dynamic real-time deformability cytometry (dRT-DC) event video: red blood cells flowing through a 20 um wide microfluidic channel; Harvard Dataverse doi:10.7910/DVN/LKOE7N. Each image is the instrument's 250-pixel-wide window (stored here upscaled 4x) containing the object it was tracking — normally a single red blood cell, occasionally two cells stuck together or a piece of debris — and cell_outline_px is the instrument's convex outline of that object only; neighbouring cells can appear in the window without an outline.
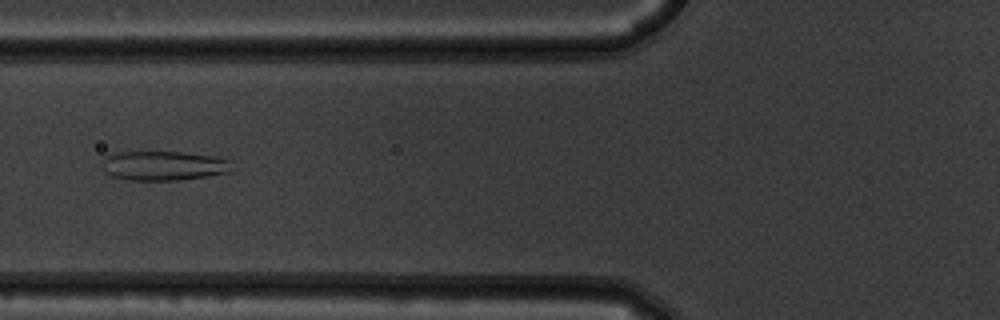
{"species": "common noctule bat (a hibernating species)", "species_latin": "Nyctalus noctula", "temperature_condition": "warm", "stored_images_in_passage": 8, "camera_frame_rate_fps": 3000, "um_per_image_px": 0.085, "animal": {"sex": "male", "body_mass_g": 19.5, "forearm_length_mm": 54.6}, "frame": {"image": 1, "passage_image": 4, "time_ms": 1.0, "image_size_px": [1000, 320], "cell_outline_px": [[232, 172], [208, 176], [180, 180], [128, 180], [112, 176], [104, 172], [100, 160], [104, 156], [112, 152], [184, 152], [212, 156], [232, 160]], "centroid_in_image_um": [13.89, 14.08], "position_along_channel_um": 111.9, "area_um2": 22.72}}
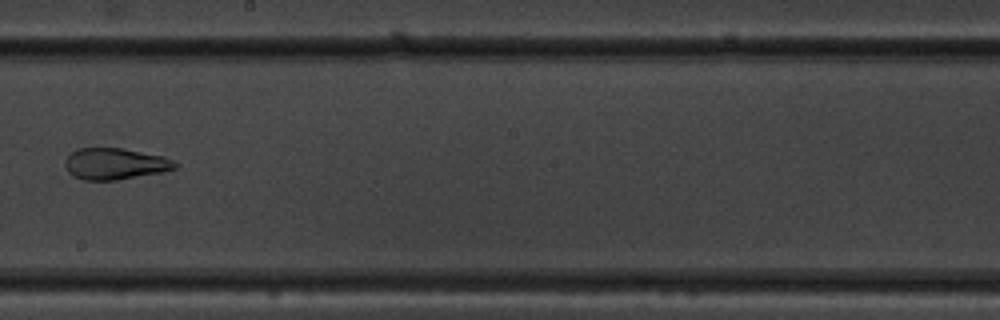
{"frame": {"image": 2, "passage_image": 7, "time_ms": 2.0, "image_size_px": [1000, 320], "cell_outline_px": [[180, 164], [176, 168], [164, 172], [116, 180], [84, 180], [72, 176], [68, 172], [64, 164], [64, 160], [76, 148], [120, 148], [164, 156]], "centroid_in_image_um": [9.78, 13.93], "position_along_channel_um": 238.4, "area_um2": 20.29}}